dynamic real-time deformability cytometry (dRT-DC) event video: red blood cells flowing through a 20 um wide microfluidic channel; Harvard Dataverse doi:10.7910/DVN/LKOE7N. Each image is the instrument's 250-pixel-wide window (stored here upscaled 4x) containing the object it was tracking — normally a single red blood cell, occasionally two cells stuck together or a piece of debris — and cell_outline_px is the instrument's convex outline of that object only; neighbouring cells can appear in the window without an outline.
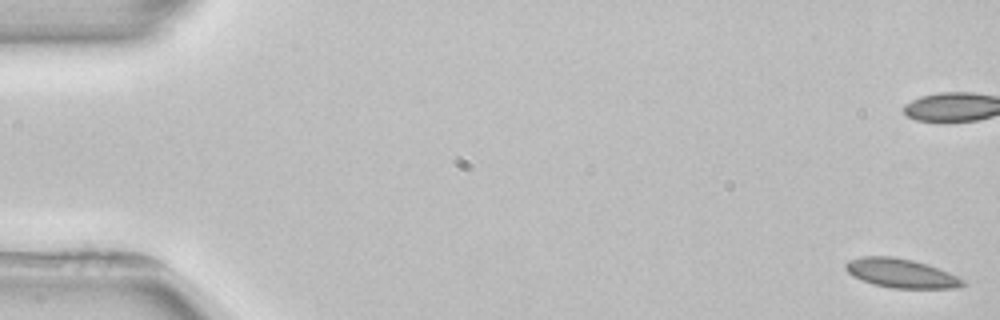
{"species": "common noctule bat (a hibernating species)", "species_latin": "Nyctalus noctula", "temperature_condition": "room temperature", "stored_images_in_passage": 7, "camera_frame_rate_fps": 3000, "um_per_image_px": 0.085, "animal": {"sex": "female", "body_mass_g": 22.7, "forearm_length_mm": 54.2}, "frame": {"image": 1, "passage_image": 1, "time_ms": 0.0, "image_size_px": [1000, 320], "cell_outline_px": [[968, 284], [956, 288], [892, 288], [872, 284], [852, 276], [844, 268], [844, 264], [848, 260], [860, 256], [892, 256], [912, 260], [928, 264], [948, 272], [964, 280]], "centroid_in_image_um": [76.56, 23.22], "position_along_channel_um": 8.4, "area_um2": 20.0}}